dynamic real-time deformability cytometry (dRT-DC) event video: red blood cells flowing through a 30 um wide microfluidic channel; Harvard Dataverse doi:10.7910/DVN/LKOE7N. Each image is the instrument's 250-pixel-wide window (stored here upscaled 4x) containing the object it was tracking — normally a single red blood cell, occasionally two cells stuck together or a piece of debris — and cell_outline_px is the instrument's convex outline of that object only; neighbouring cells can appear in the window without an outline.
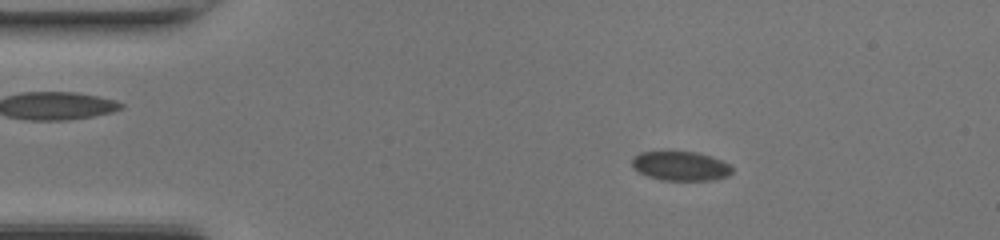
{"species": "common noctule bat (a hibernating species)", "species_latin": "Nyctalus noctula", "temperature_condition": "room temperature", "stored_images_in_passage": 51, "camera_frame_rate_fps": 3000, "um_per_image_px": 0.085, "animal": {"sex": "female", "body_mass_g": 17.0, "forearm_length_mm": 48.0}, "frame": {"image": 1, "passage_image": 9, "time_ms": 2.667, "image_size_px": [1000, 240], "cell_outline_px": [[732, 172], [728, 176], [708, 180], [664, 180], [648, 176], [632, 168], [632, 160], [640, 152], [696, 152], [712, 156], [728, 164], [732, 168]], "centroid_in_image_um": [57.85, 14.11], "position_along_channel_um": 27.1, "area_um2": 16.82}}
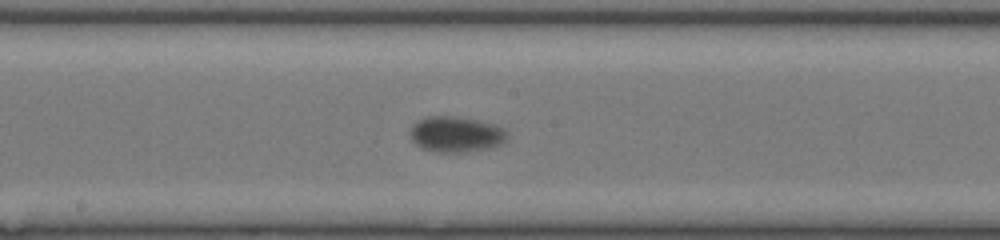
{"frame": {"image": 2, "passage_image": 27, "time_ms": 8.667, "image_size_px": [1000, 240], "cell_outline_px": [[508, 136], [500, 144], [488, 148], [464, 152], [436, 152], [420, 148], [412, 140], [412, 124], [428, 116], [448, 116], [472, 120], [492, 124], [508, 132]], "centroid_in_image_um": [38.73, 11.43], "position_along_channel_um": 209.5, "area_um2": 19.65}}
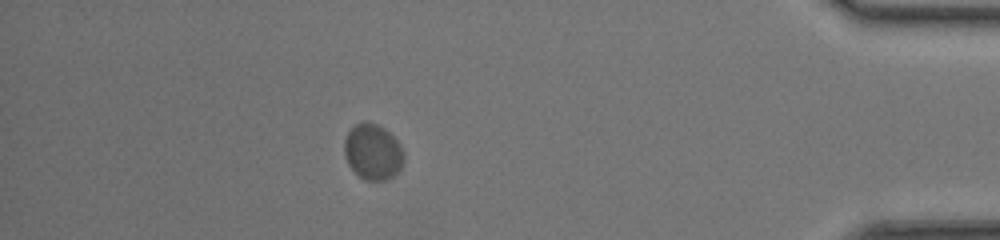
{"frame": {"image": 3, "passage_image": 45, "time_ms": 14.667, "image_size_px": [1000, 240], "cell_outline_px": [[404, 164], [400, 172], [388, 180], [364, 180], [348, 164], [344, 156], [344, 140], [348, 132], [356, 124], [364, 120], [368, 120], [384, 128], [400, 144], [404, 152]], "centroid_in_image_um": [31.71, 12.92], "position_along_channel_um": 403.5, "area_um2": 19.65}, "authors_computed_cell_mechanics": {"area_um2": 18.8428, "velocity_mm_per_s": 4.0934, "shape_relaxation_time_tau1_ms": null, "shape_relaxation_time_tau2_ms": 9.7271, "deformation_change_tau1": null, "deformation_change_tau2": 0.0768}}